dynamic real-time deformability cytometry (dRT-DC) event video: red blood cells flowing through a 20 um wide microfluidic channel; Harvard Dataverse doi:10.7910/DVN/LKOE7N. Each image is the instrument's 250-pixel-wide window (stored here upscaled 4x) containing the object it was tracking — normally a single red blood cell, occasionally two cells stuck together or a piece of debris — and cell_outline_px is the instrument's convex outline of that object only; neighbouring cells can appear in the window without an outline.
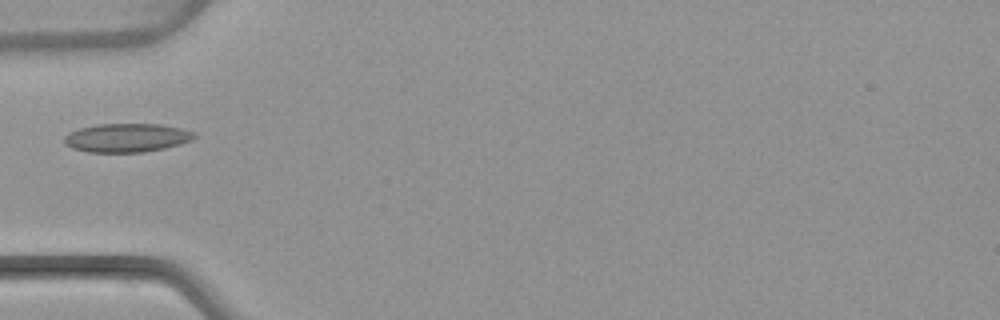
{"species": "common noctule bat (a hibernating species)", "species_latin": "Nyctalus noctula", "temperature_condition": "warm", "stored_images_in_passage": 2, "camera_frame_rate_fps": 3000, "um_per_image_px": 0.085, "animal": {"sex": "female", "body_mass_g": 22.7, "forearm_length_mm": 54.2}, "frame": {"image": 1, "passage_image": 1, "time_ms": 0.0, "image_size_px": [1000, 320], "cell_outline_px": [[196, 136], [192, 140], [180, 144], [164, 148], [144, 152], [88, 152], [72, 148], [64, 144], [64, 136], [68, 132], [80, 128], [100, 124], [160, 124], [180, 128], [196, 132]], "centroid_in_image_um": [10.77, 11.71], "position_along_channel_um": 74.2, "area_um2": 21.79}}
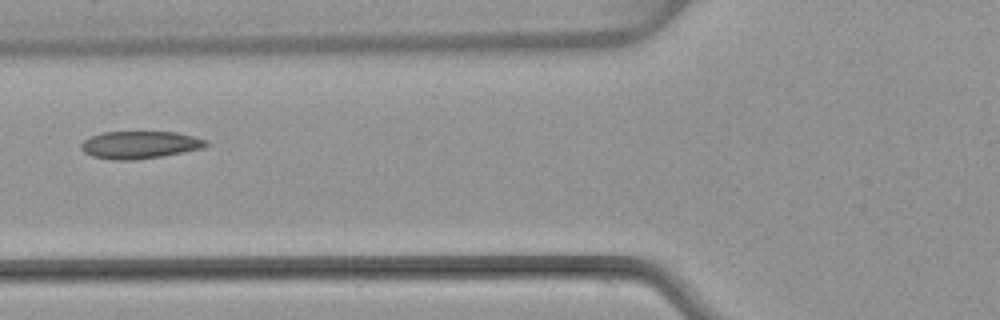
{"frame": {"image": 2, "passage_image": 2, "time_ms": 1.0, "image_size_px": [1000, 320], "cell_outline_px": [[208, 144], [204, 148], [164, 156], [136, 160], [112, 160], [92, 156], [84, 152], [80, 148], [80, 144], [84, 140], [92, 136], [104, 132], [176, 132], [208, 140]], "centroid_in_image_um": [11.89, 12.32], "position_along_channel_um": 113.9, "area_um2": 20.11}}